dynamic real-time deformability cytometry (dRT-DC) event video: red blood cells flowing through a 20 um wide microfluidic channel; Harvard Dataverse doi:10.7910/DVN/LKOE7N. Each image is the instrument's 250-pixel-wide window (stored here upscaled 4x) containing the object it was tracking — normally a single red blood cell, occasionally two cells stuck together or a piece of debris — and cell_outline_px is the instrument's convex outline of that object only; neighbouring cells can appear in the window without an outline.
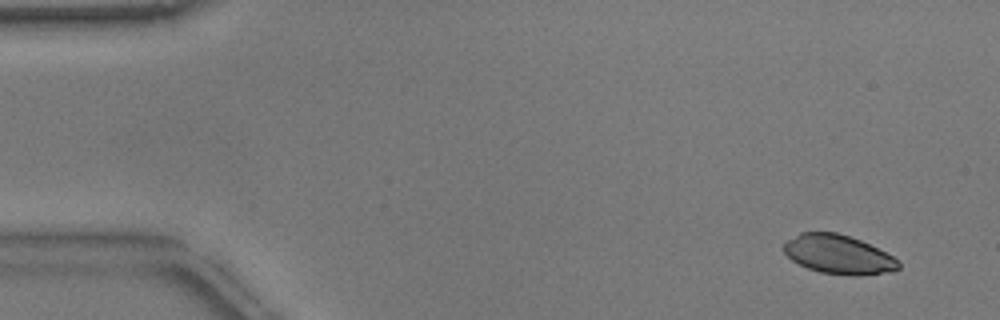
{"species": "common noctule bat (a hibernating species)", "species_latin": "Nyctalus noctula", "temperature_condition": "warm", "stored_images_in_passage": 54, "camera_frame_rate_fps": 3000, "um_per_image_px": 0.085, "animal": {"sex": "male", "body_mass_g": 17.9}, "frame": {"image": 1, "passage_image": 4, "time_ms": 1.0, "image_size_px": [1000, 320], "cell_outline_px": [[900, 268], [892, 272], [856, 276], [852, 276], [820, 272], [808, 268], [792, 260], [784, 252], [784, 244], [788, 240], [800, 232], [836, 232], [860, 240], [892, 256], [900, 264]], "centroid_in_image_um": [71.26, 21.64], "position_along_channel_um": 13.7, "area_um2": 25.84}}
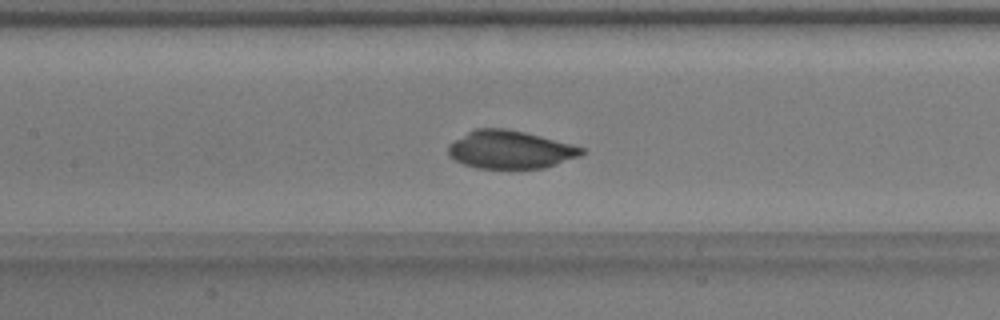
{"frame": {"image": 2, "passage_image": 25, "time_ms": 8.0, "image_size_px": [1000, 320], "cell_outline_px": [[584, 152], [580, 156], [544, 168], [476, 168], [464, 164], [456, 160], [448, 152], [448, 144], [468, 132], [476, 128], [508, 128], [572, 144], [584, 148]], "centroid_in_image_um": [43.37, 12.71], "position_along_channel_um": 164.0, "area_um2": 29.3}}
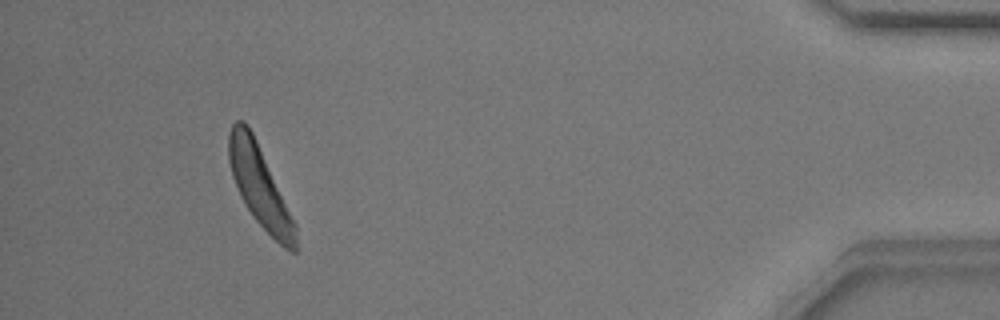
{"frame": {"image": 3, "passage_image": 50, "time_ms": 16.333, "image_size_px": [1000, 320], "cell_outline_px": [[296, 252], [292, 252], [284, 248], [252, 216], [244, 204], [240, 196], [232, 176], [228, 160], [228, 136], [232, 124], [236, 120], [244, 120], [248, 124], [256, 140], [296, 224]], "centroid_in_image_um": [22.04, 15.81], "position_along_channel_um": 413.2, "area_um2": 30.92}}